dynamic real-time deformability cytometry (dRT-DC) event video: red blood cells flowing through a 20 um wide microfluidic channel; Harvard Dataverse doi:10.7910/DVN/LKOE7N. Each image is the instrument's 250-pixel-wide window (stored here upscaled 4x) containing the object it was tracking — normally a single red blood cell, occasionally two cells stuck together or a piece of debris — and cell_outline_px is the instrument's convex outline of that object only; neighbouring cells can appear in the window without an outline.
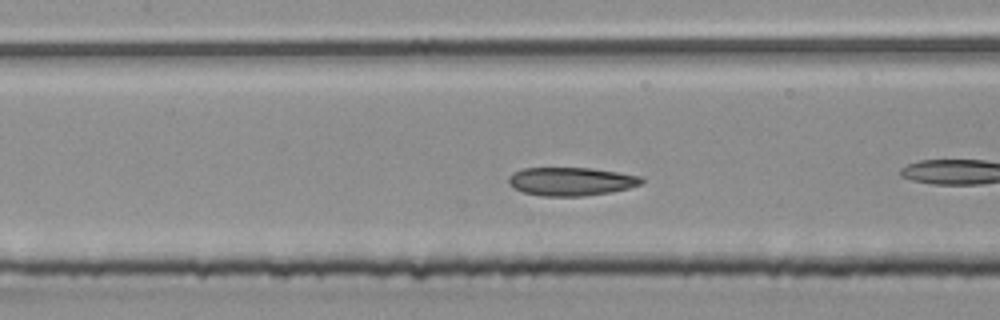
{"species": "common noctule bat (a hibernating species)", "species_latin": "Nyctalus noctula", "temperature_condition": "room temperature", "stored_images_in_passage": 8, "camera_frame_rate_fps": 3000, "um_per_image_px": 0.085, "animal": {"sex": "male", "body_mass_g": 20.4}, "frame": {"image": 1, "passage_image": 6, "time_ms": 1.667, "image_size_px": [1000, 320], "cell_outline_px": [[644, 180], [640, 184], [628, 188], [608, 192], [580, 196], [544, 196], [524, 192], [508, 184], [508, 176], [512, 172], [524, 168], [592, 168], [640, 176]], "centroid_in_image_um": [48.5, 15.41], "position_along_channel_um": 158.9, "area_um2": 21.73}}